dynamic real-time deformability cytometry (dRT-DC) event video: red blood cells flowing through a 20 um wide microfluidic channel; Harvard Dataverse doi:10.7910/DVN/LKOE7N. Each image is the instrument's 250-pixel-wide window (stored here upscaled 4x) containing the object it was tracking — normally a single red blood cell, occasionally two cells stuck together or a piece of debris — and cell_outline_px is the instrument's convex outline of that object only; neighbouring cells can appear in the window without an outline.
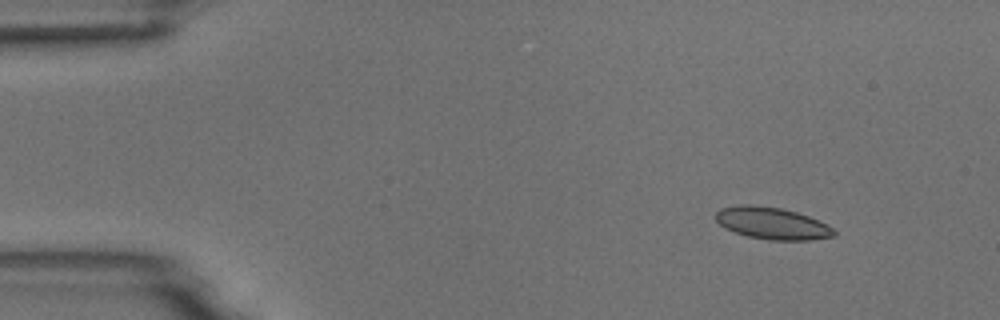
{"species": "common noctule bat (a hibernating species)", "species_latin": "Nyctalus noctula", "temperature_condition": "room temperature", "stored_images_in_passage": 5, "segment_of_instrument_passage": [1, 2], "camera_frame_rate_fps": 3000, "um_per_image_px": 0.085, "animal": {"sex": "male", "body_mass_g": 18.8}, "frame": {"image": 1, "passage_image": 2, "time_ms": 1.0, "image_size_px": [1000, 320], "cell_outline_px": [[836, 236], [808, 240], [768, 240], [748, 236], [724, 228], [716, 220], [716, 212], [720, 208], [740, 204], [752, 204], [780, 208], [796, 212], [808, 216], [832, 228], [836, 232]], "centroid_in_image_um": [65.59, 18.97], "position_along_channel_um": 19.4, "area_um2": 21.91}}
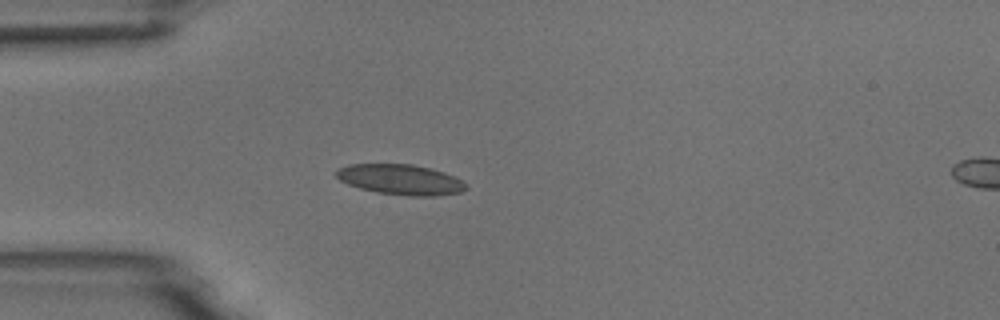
{"frame": {"image": 2, "passage_image": 4, "time_ms": 4.0, "image_size_px": [1000, 320], "cell_outline_px": [[468, 188], [460, 192], [436, 196], [408, 196], [376, 192], [360, 188], [348, 184], [340, 180], [336, 176], [336, 172], [340, 168], [348, 164], [412, 164], [432, 168], [456, 176], [468, 184]], "centroid_in_image_um": [34.1, 15.26], "position_along_channel_um": 50.9, "area_um2": 23.12}}